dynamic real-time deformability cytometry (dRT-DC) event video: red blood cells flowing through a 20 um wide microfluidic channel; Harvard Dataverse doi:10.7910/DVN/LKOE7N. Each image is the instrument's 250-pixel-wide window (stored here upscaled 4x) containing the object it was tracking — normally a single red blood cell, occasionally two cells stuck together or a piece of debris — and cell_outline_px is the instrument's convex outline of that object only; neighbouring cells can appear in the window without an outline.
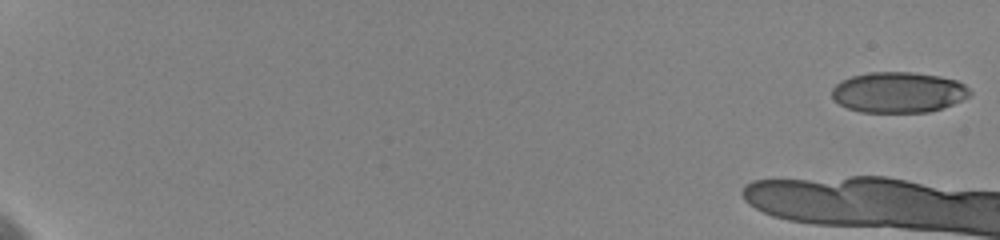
{"species": "human", "species_latin": "Homo sapiens", "temperature_condition": "cold", "stored_images_in_passage": 30, "camera_frame_rate_fps": 3000, "um_per_image_px": 0.085, "donor": {"sex": "female"}, "frame": {"image": 1, "passage_image": 1, "time_ms": 0.0, "image_size_px": [1000, 240], "cell_outline_px": [[972, 92], [968, 96], [944, 108], [928, 112], [860, 112], [848, 108], [840, 104], [832, 96], [832, 88], [840, 80], [852, 76], [868, 72], [916, 72], [940, 76], [956, 80], [964, 84]], "centroid_in_image_um": [76.36, 7.84], "position_along_channel_um": 8.6, "area_um2": 32.77}}